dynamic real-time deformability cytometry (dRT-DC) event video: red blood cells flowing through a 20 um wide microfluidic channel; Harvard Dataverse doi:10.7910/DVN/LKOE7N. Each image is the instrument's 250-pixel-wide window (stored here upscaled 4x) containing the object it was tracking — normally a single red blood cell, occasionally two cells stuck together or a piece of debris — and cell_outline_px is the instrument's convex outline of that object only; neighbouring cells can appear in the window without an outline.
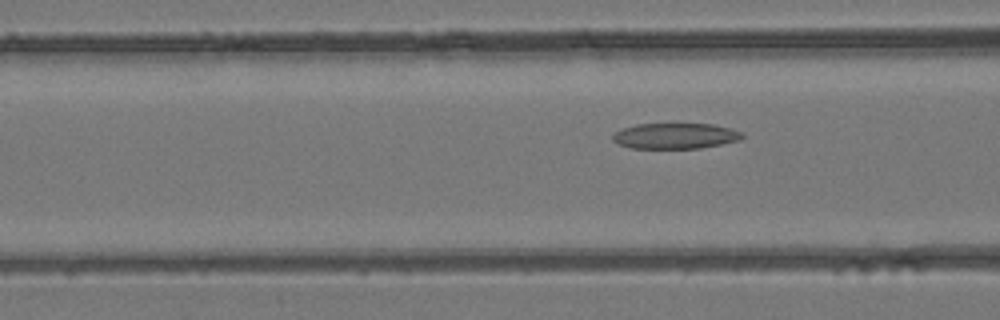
{"species": "common noctule bat (a hibernating species)", "species_latin": "Nyctalus noctula", "temperature_condition": "room temperature", "stored_images_in_passage": 5, "camera_frame_rate_fps": 3000, "um_per_image_px": 0.085, "animal": {"sex": "female", "body_mass_g": 24.6, "forearm_length_mm": 56.2}, "frame": {"image": 1, "passage_image": 5, "time_ms": 6.0, "image_size_px": [1000, 320], "cell_outline_px": [[744, 136], [740, 140], [700, 148], [632, 148], [620, 144], [612, 140], [612, 136], [616, 132], [624, 128], [636, 124], [712, 124], [732, 128], [744, 132]], "centroid_in_image_um": [57.45, 11.55], "position_along_channel_um": 109.2, "area_um2": 19.31}}